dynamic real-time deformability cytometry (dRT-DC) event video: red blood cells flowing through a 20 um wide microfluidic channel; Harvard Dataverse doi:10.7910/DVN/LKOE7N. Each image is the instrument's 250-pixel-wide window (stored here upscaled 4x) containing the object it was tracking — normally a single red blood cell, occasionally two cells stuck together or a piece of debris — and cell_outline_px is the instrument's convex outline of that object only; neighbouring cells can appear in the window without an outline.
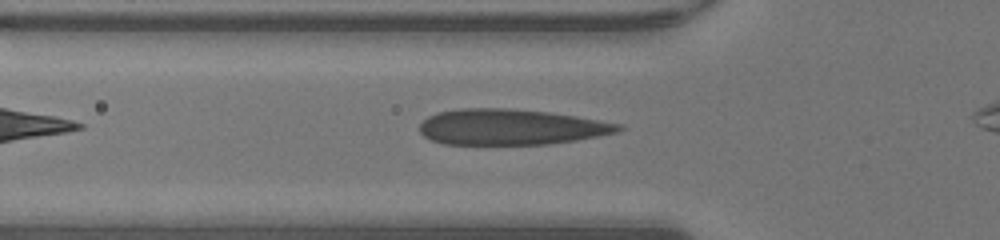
{"species": "human", "species_latin": "Homo sapiens", "temperature_condition": "warm", "stored_images_in_passage": 33, "camera_frame_rate_fps": 3000, "um_per_image_px": 0.085, "donor": {"sex": "male"}, "frame": {"image": 1, "passage_image": 6, "time_ms": 1.667, "image_size_px": [1000, 240], "cell_outline_px": [[624, 128], [616, 132], [576, 140], [548, 144], [444, 144], [432, 140], [424, 136], [420, 132], [420, 124], [428, 116], [436, 112], [460, 108], [504, 108], [548, 112], [576, 116], [624, 124]], "centroid_in_image_um": [43.41, 10.79], "position_along_channel_um": 82.4, "area_um2": 41.33}}
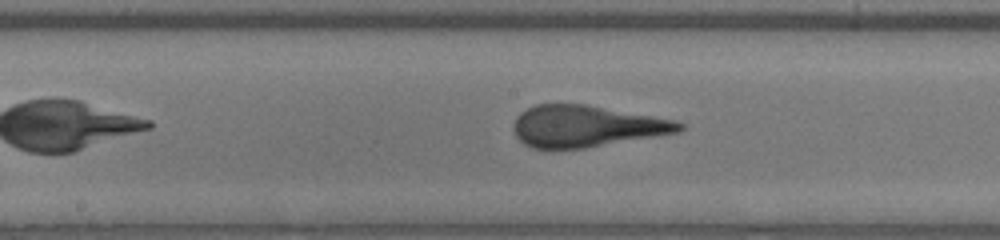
{"frame": {"image": 2, "passage_image": 14, "time_ms": 4.333, "image_size_px": [1000, 240], "cell_outline_px": [[684, 128], [680, 132], [584, 148], [532, 148], [524, 144], [516, 136], [512, 128], [516, 116], [520, 112], [536, 104], [584, 104], [676, 120], [684, 124]], "centroid_in_image_um": [49.82, 10.72], "position_along_channel_um": 198.4, "area_um2": 39.94}}
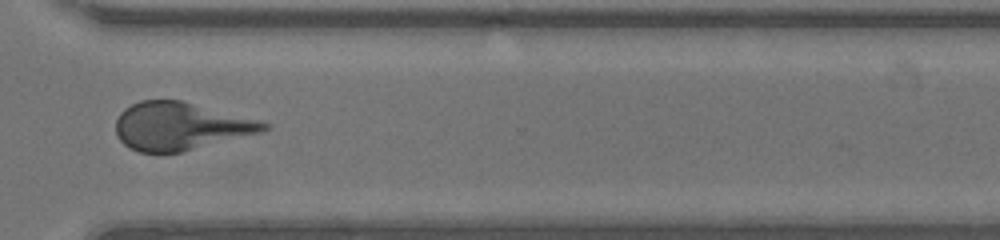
{"frame": {"image": 3, "passage_image": 25, "time_ms": 8.0, "image_size_px": [1000, 240], "cell_outline_px": [[272, 124], [268, 128], [260, 132], [180, 152], [140, 152], [128, 148], [116, 136], [116, 120], [120, 112], [124, 108], [140, 100], [180, 100]], "centroid_in_image_um": [15.25, 10.72], "position_along_channel_um": 355.3, "area_um2": 40.58}}